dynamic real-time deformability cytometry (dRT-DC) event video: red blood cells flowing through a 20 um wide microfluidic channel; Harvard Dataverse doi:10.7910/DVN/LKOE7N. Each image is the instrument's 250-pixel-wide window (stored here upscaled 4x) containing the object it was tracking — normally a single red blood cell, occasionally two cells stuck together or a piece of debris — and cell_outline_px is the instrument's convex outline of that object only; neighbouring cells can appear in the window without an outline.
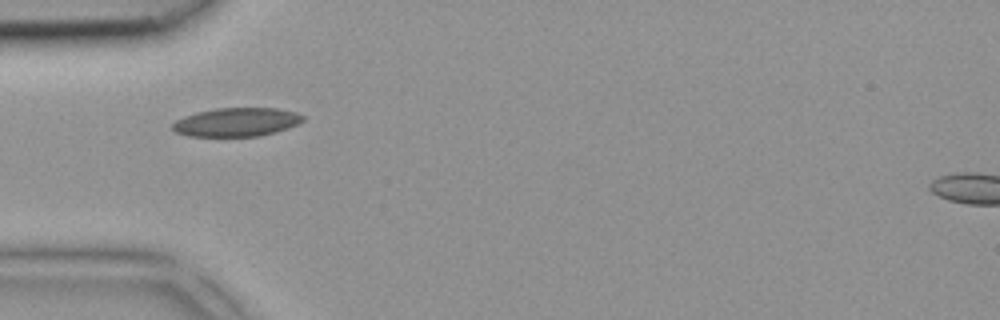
{"species": "common noctule bat (a hibernating species)", "species_latin": "Nyctalus noctula", "temperature_condition": "room temperature", "stored_images_in_passage": 3, "camera_frame_rate_fps": 3000, "um_per_image_px": 0.085, "animal": {"sex": "female", "body_mass_g": 18.4}, "frame": {"image": 1, "passage_image": 1, "time_ms": 0.0, "image_size_px": [1000, 320], "cell_outline_px": [[304, 120], [288, 128], [276, 132], [260, 136], [188, 136], [176, 132], [172, 128], [172, 124], [176, 120], [184, 116], [196, 112], [216, 108], [276, 108], [296, 112], [304, 116]], "centroid_in_image_um": [20.1, 10.37], "position_along_channel_um": 64.9, "area_um2": 21.79}}